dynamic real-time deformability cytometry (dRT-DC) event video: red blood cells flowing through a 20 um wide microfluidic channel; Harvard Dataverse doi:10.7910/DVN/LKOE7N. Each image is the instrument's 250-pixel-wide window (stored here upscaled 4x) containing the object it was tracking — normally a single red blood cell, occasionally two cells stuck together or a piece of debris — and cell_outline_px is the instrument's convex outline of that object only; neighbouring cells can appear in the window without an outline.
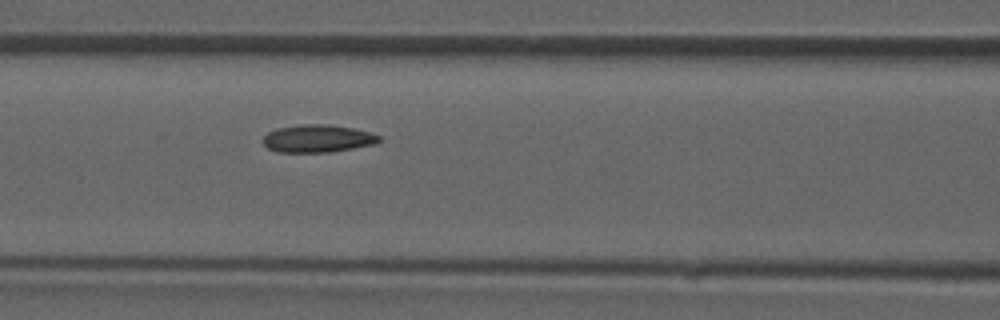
{"species": "common noctule bat (a hibernating species)", "species_latin": "Nyctalus noctula", "temperature_condition": "room temperature", "stored_images_in_passage": 38, "camera_frame_rate_fps": 3000, "um_per_image_px": 0.085, "animal": {"sex": "male", "forearm_length_mm": 52.5}, "frame": {"image": 1, "passage_image": 10, "time_ms": 3.0, "image_size_px": [1000, 320], "cell_outline_px": [[380, 140], [376, 144], [328, 152], [276, 152], [268, 148], [260, 140], [268, 132], [276, 128], [300, 124], [328, 124], [356, 128], [372, 132], [380, 136]], "centroid_in_image_um": [26.99, 11.76], "position_along_channel_um": 139.6, "area_um2": 18.96}}